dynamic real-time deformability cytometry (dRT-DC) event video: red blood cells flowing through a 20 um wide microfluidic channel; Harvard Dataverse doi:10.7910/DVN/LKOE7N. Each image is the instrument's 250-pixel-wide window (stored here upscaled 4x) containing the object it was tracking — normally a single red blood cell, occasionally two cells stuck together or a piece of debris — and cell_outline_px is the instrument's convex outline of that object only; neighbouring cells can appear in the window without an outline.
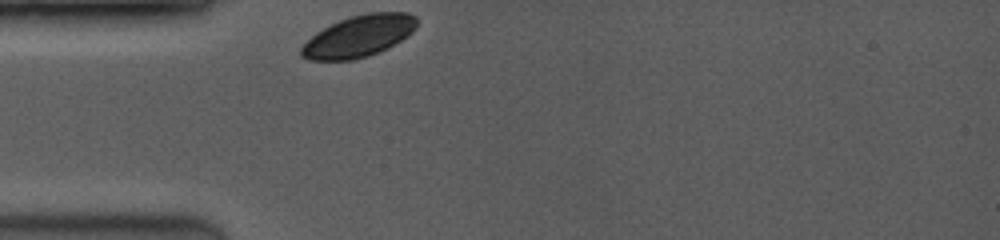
{"species": "common noctule bat (a hibernating species)", "species_latin": "Nyctalus noctula", "temperature_condition": "room temperature", "stored_images_in_passage": 3, "camera_frame_rate_fps": 3500, "um_per_image_px": 0.085, "animal": {"sex": "female", "body_mass_g": 19.0, "forearm_length_mm": 53.3}, "frame": {"image": 1, "passage_image": 1, "time_ms": 0.0, "image_size_px": [1000, 240], "cell_outline_px": [[416, 28], [412, 32], [400, 40], [368, 56], [352, 60], [308, 60], [300, 56], [300, 48], [316, 32], [340, 20], [352, 16], [368, 12], [408, 12], [416, 16]], "centroid_in_image_um": [30.48, 3.07], "position_along_channel_um": 54.5, "area_um2": 27.63}}
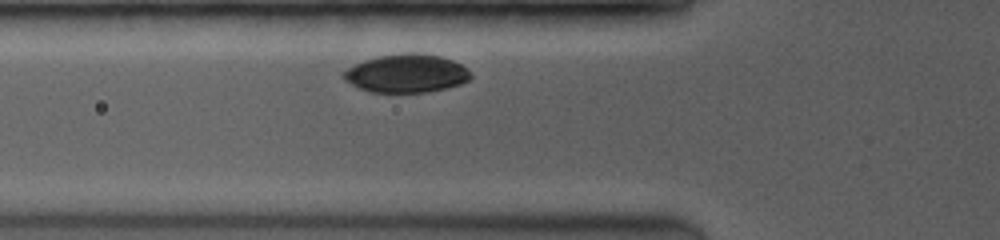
{"frame": {"image": 2, "passage_image": 3, "time_ms": 0.571, "image_size_px": [1000, 240], "cell_outline_px": [[472, 76], [468, 80], [460, 84], [448, 88], [424, 92], [372, 92], [360, 88], [344, 80], [340, 76], [340, 72], [364, 60], [376, 56], [404, 52], [416, 52], [440, 56], [452, 60], [468, 68]], "centroid_in_image_um": [34.53, 6.22], "position_along_channel_um": 91.3, "area_um2": 28.61}}